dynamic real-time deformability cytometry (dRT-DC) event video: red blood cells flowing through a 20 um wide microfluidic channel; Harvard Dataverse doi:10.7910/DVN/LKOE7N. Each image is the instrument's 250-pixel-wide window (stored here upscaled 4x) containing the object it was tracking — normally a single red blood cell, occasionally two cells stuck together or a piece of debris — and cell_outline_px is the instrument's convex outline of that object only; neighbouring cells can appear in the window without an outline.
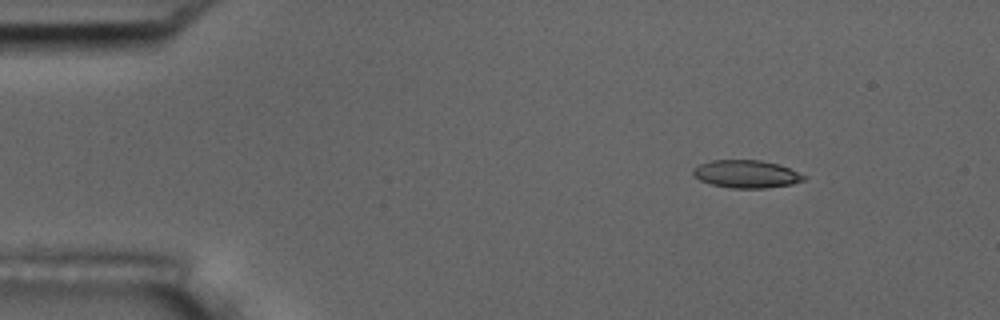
{"species": "common noctule bat (a hibernating species)", "species_latin": "Nyctalus noctula", "temperature_condition": "room temperature", "stored_images_in_passage": 49, "camera_frame_rate_fps": 3000, "um_per_image_px": 0.085, "animal": {"sex": "male", "body_mass_g": 17.5, "forearm_length_mm": 52.3}, "frame": {"image": 1, "passage_image": 1, "time_ms": 0.0, "image_size_px": [1000, 320], "cell_outline_px": [[808, 176], [804, 180], [792, 184], [764, 188], [732, 188], [712, 184], [700, 180], [692, 172], [692, 168], [700, 164], [712, 160], [760, 160], [780, 164]], "centroid_in_image_um": [63.47, 14.78], "position_along_channel_um": 21.5, "area_um2": 17.92}}
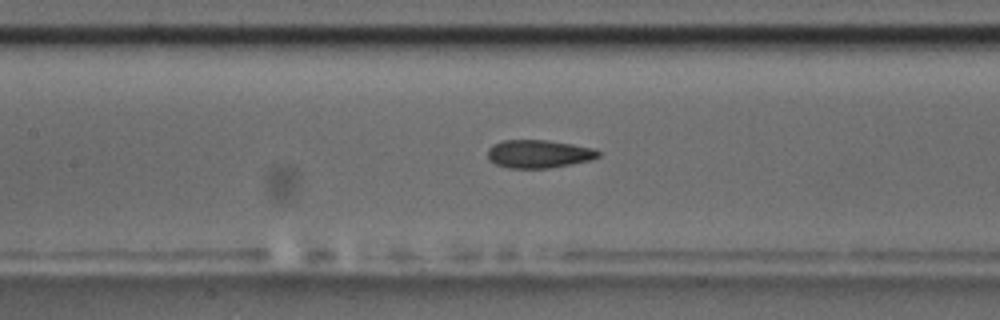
{"frame": {"image": 2, "passage_image": 19, "time_ms": 6.0, "image_size_px": [1000, 320], "cell_outline_px": [[600, 156], [592, 160], [548, 168], [508, 168], [496, 164], [488, 160], [488, 148], [492, 144], [504, 140], [548, 140], [596, 148], [600, 152]], "centroid_in_image_um": [45.8, 13.08], "position_along_channel_um": 161.6, "area_um2": 18.26}}
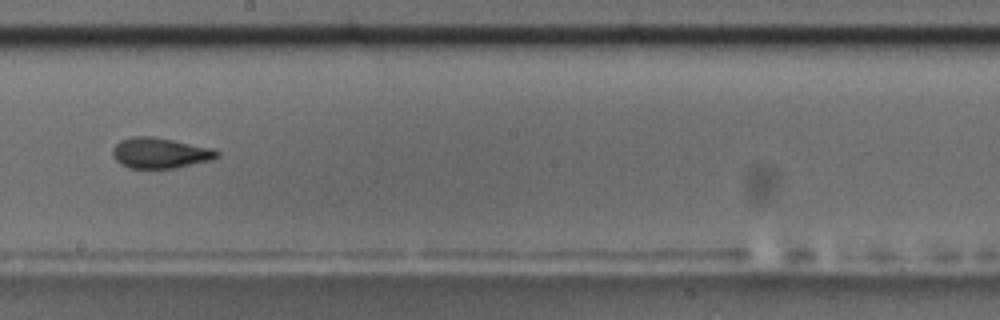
{"frame": {"image": 3, "passage_image": 25, "time_ms": 8.0, "image_size_px": [1000, 320], "cell_outline_px": [[220, 156], [212, 160], [176, 168], [128, 168], [120, 164], [112, 156], [112, 148], [120, 140], [132, 136], [152, 136], [212, 148], [220, 152]], "centroid_in_image_um": [13.59, 13.01], "position_along_channel_um": 234.6, "area_um2": 18.73}, "authors_computed_cell_mechanics": {"area_um2": 18.5538, "velocity_mm_per_s": 3.6791, "shape_relaxation_time_tau1_ms": null, "shape_relaxation_time_tau2_ms": 1.8313, "deformation_change_tau1": null, "deformation_change_tau2": 0.0939}}